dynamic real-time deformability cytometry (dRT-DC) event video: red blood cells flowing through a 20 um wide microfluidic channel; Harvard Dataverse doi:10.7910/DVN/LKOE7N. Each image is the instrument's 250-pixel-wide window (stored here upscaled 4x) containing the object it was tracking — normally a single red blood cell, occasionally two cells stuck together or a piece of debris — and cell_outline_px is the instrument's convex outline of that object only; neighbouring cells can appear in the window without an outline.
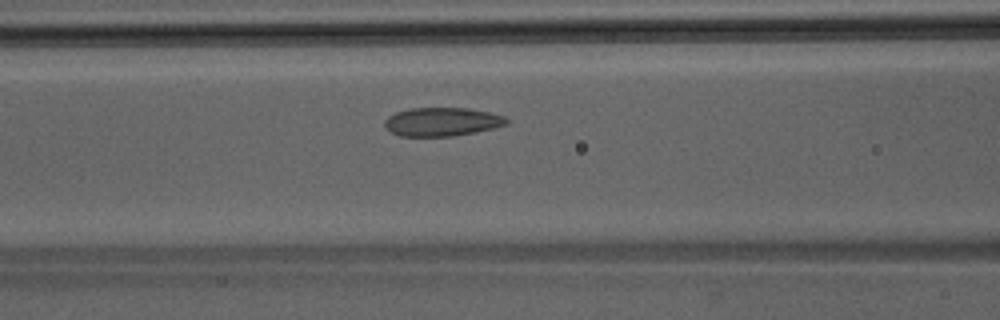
{"species": "Egyptian fruit bat (a non-hibernating species)", "species_latin": "Rousettus aegyptiacus", "temperature_condition": "room temperature", "stored_images_in_passage": 39, "camera_frame_rate_fps": 3000, "um_per_image_px": 0.085, "animal": {"sex": "male"}, "frame": {"image": 1, "passage_image": 12, "time_ms": 3.667, "image_size_px": [1000, 320], "cell_outline_px": [[508, 124], [476, 132], [452, 136], [400, 136], [392, 132], [384, 124], [384, 120], [388, 116], [396, 112], [412, 108], [468, 108], [488, 112], [504, 116], [508, 120]], "centroid_in_image_um": [37.57, 10.35], "position_along_channel_um": 129.0, "area_um2": 20.17}}
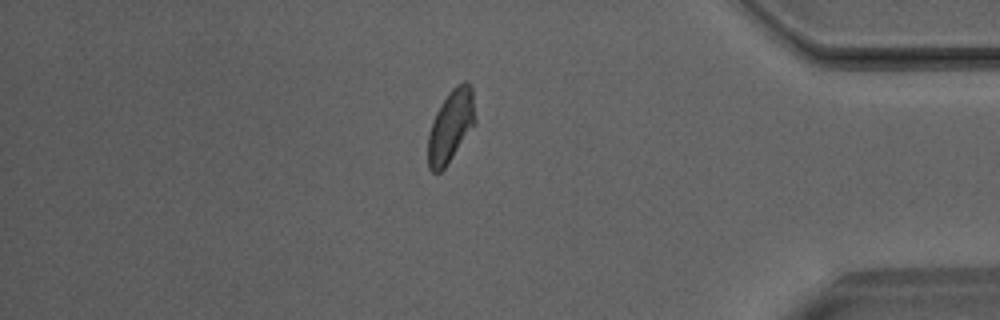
{"frame": {"image": 2, "passage_image": 32, "time_ms": 10.333, "image_size_px": [1000, 320], "cell_outline_px": [[476, 124], [444, 168], [440, 172], [432, 172], [428, 168], [428, 132], [436, 112], [440, 104], [448, 92], [456, 84], [464, 80], [468, 80], [472, 88], [476, 120]], "centroid_in_image_um": [38.33, 10.67], "position_along_channel_um": 396.9, "area_um2": 20.11}}
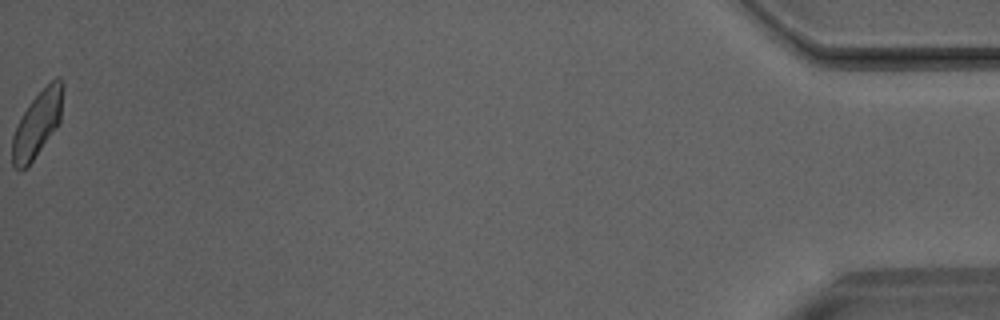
{"frame": {"image": 3, "passage_image": 39, "time_ms": 12.667, "image_size_px": [1000, 320], "cell_outline_px": [[64, 88], [60, 120], [56, 128], [32, 160], [20, 172], [12, 164], [12, 136], [28, 104], [52, 80], [60, 76], [64, 84]], "centroid_in_image_um": [3.18, 10.51], "position_along_channel_um": 432.0, "area_um2": 19.02}}